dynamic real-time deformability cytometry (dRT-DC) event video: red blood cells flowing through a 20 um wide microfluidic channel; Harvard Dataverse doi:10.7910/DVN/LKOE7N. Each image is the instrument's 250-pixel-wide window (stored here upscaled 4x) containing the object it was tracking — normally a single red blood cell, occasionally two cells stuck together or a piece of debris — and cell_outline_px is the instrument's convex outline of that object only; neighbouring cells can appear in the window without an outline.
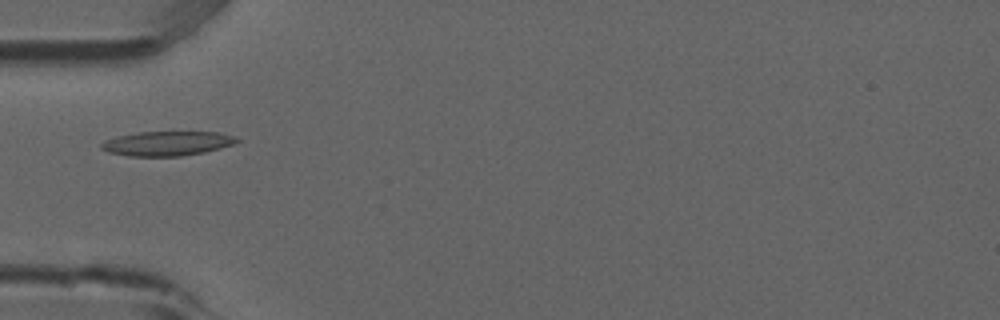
{"species": "common noctule bat (a hibernating species)", "species_latin": "Nyctalus noctula", "temperature_condition": "room temperature", "stored_images_in_passage": 2, "camera_frame_rate_fps": 3000, "um_per_image_px": 0.085, "animal": {"sex": "male", "forearm_length_mm": 52.5}, "frame": {"image": 1, "passage_image": 2, "time_ms": 0.333, "image_size_px": [1000, 320], "cell_outline_px": [[240, 140], [232, 144], [220, 148], [204, 152], [180, 156], [128, 156], [108, 152], [100, 148], [100, 144], [104, 140], [116, 136], [136, 132], [220, 132], [236, 136]], "centroid_in_image_um": [14.17, 12.19], "position_along_channel_um": 70.8, "area_um2": 19.42}}